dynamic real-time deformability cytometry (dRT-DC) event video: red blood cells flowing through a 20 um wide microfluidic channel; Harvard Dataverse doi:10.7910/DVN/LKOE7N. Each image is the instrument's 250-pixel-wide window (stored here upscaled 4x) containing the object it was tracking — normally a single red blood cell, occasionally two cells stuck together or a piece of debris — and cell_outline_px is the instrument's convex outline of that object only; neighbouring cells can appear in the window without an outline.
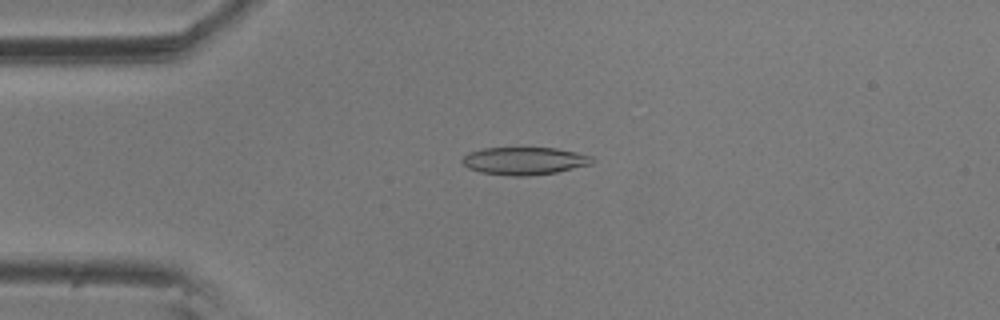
{"species": "common noctule bat (a hibernating species)", "species_latin": "Nyctalus noctula", "temperature_condition": "room temperature", "stored_images_in_passage": 5, "camera_frame_rate_fps": 3000, "um_per_image_px": 0.085, "animal": {"sex": "male", "body_mass_g": 20.5, "forearm_length_mm": 52.5}, "frame": {"image": 1, "passage_image": 2, "time_ms": 0.333, "image_size_px": [1000, 320], "cell_outline_px": [[596, 160], [592, 164], [556, 172], [528, 176], [512, 176], [480, 172], [468, 168], [460, 160], [468, 152], [484, 148], [556, 148], [576, 152], [592, 156]], "centroid_in_image_um": [44.58, 13.67], "position_along_channel_um": 40.4, "area_um2": 20.98}}
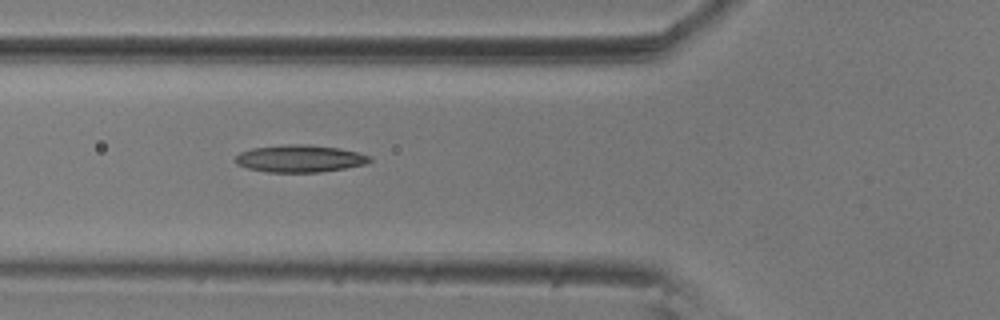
{"frame": {"image": 2, "passage_image": 4, "time_ms": 1.0, "image_size_px": [1000, 320], "cell_outline_px": [[372, 160], [364, 164], [344, 168], [320, 172], [268, 172], [248, 168], [236, 164], [236, 156], [240, 152], [252, 148], [292, 144], [304, 144], [340, 148], [372, 156]], "centroid_in_image_um": [25.49, 13.48], "position_along_channel_um": 100.3, "area_um2": 21.15}}
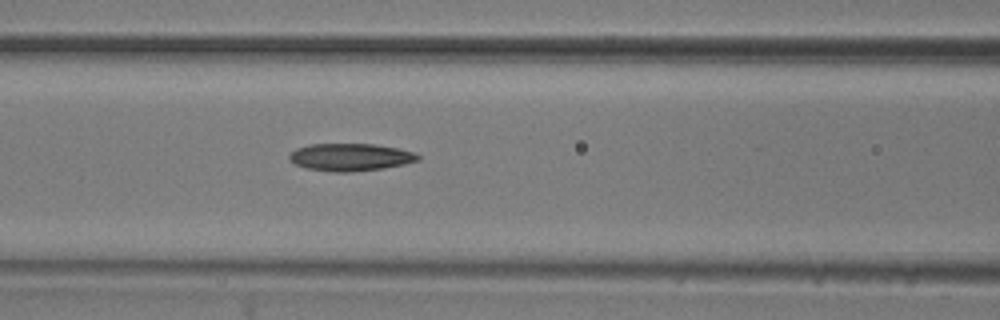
{"frame": {"image": 3, "passage_image": 5, "time_ms": 1.333, "image_size_px": [1000, 320], "cell_outline_px": [[420, 160], [404, 164], [384, 168], [348, 172], [336, 172], [308, 168], [296, 164], [288, 160], [288, 156], [296, 148], [308, 144], [372, 144], [396, 148], [416, 152], [420, 156]], "centroid_in_image_um": [29.79, 13.35], "position_along_channel_um": 136.8, "area_um2": 20.52}}